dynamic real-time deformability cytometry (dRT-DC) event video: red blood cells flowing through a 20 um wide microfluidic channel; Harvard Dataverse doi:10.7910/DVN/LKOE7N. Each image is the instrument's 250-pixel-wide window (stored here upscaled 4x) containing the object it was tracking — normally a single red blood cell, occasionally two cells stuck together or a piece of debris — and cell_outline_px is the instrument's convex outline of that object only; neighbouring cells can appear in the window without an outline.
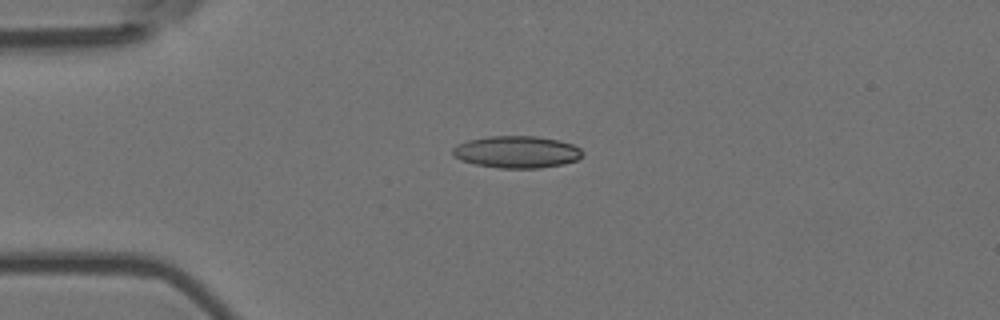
{"species": "Egyptian fruit bat (a non-hibernating species)", "species_latin": "Rousettus aegyptiacus", "temperature_condition": "room temperature", "stored_images_in_passage": 6, "camera_frame_rate_fps": 3000, "um_per_image_px": 0.085, "animal": {"sex": "female"}, "frame": {"image": 1, "passage_image": 3, "time_ms": 0.667, "image_size_px": [1000, 320], "cell_outline_px": [[584, 152], [576, 160], [564, 164], [540, 168], [500, 168], [476, 164], [460, 160], [452, 152], [452, 148], [468, 140], [488, 136], [536, 136], [560, 140], [572, 144], [580, 148]], "centroid_in_image_um": [43.95, 12.91], "position_along_channel_um": 41.1, "area_um2": 24.16}}
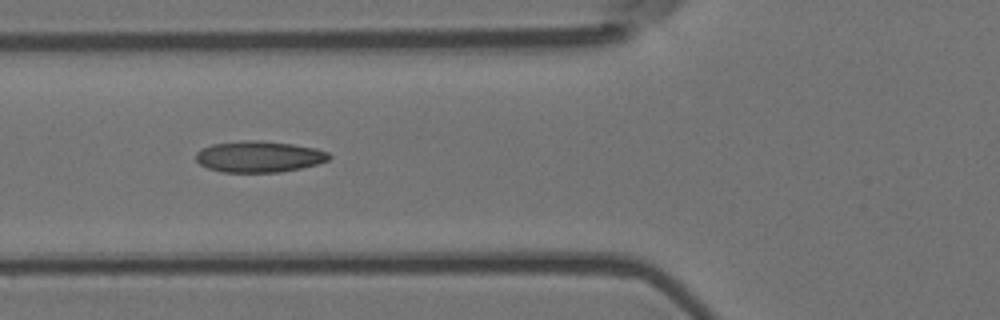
{"frame": {"image": 2, "passage_image": 5, "time_ms": 1.333, "image_size_px": [1000, 320], "cell_outline_px": [[332, 156], [328, 160], [316, 164], [300, 168], [280, 172], [224, 172], [208, 168], [200, 164], [196, 160], [196, 152], [200, 148], [212, 144], [244, 140], [260, 140], [292, 144], [316, 148], [328, 152]], "centroid_in_image_um": [22.0, 13.3], "position_along_channel_um": 103.8, "area_um2": 24.28}}
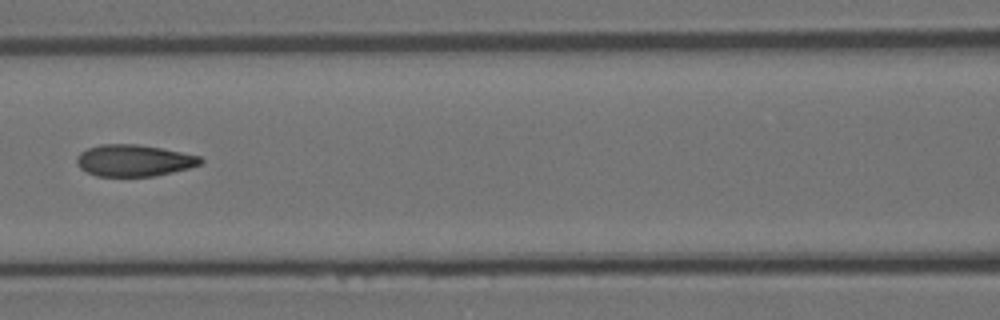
{"frame": {"image": 3, "passage_image": 6, "time_ms": 1.667, "image_size_px": [1000, 320], "cell_outline_px": [[204, 160], [200, 164], [188, 168], [156, 176], [96, 176], [80, 168], [76, 164], [76, 156], [80, 152], [88, 148], [100, 144], [136, 144], [160, 148], [200, 156]], "centroid_in_image_um": [11.35, 13.64], "position_along_channel_um": 155.2, "area_um2": 22.77}}